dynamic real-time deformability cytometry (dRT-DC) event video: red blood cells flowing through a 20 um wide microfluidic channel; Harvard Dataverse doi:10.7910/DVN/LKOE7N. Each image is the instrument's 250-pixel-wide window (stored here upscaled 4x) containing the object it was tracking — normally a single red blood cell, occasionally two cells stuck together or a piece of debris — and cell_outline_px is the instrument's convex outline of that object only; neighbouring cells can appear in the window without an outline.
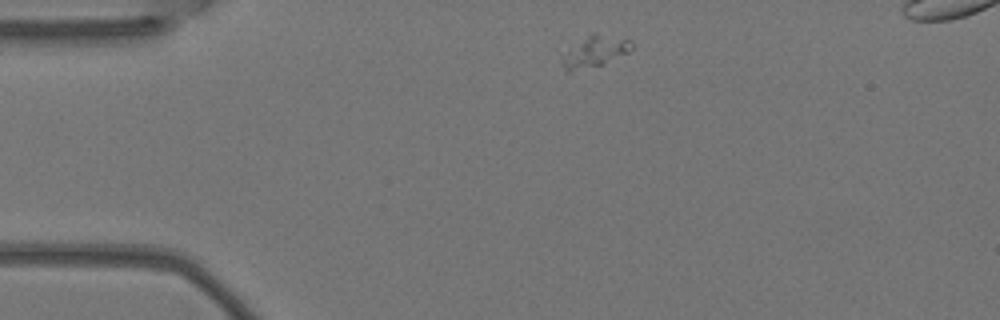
{"species": "Egyptian fruit bat (a non-hibernating species)", "species_latin": "Rousettus aegyptiacus", "temperature_condition": "warm", "stored_images_in_passage": 3, "camera_frame_rate_fps": 3000, "um_per_image_px": 0.085, "animal": {"sex": "female"}, "frame": {"image": 1, "passage_image": 1, "time_ms": 0.0, "image_size_px": [1000, 320], "cell_outline_px": [[632, 48], [628, 52], [600, 64], [568, 72], [560, 64], [560, 56], [592, 32], [596, 32], [632, 40]], "centroid_in_image_um": [50.53, 4.35], "position_along_channel_um": 34.5, "area_um2": 12.37}}